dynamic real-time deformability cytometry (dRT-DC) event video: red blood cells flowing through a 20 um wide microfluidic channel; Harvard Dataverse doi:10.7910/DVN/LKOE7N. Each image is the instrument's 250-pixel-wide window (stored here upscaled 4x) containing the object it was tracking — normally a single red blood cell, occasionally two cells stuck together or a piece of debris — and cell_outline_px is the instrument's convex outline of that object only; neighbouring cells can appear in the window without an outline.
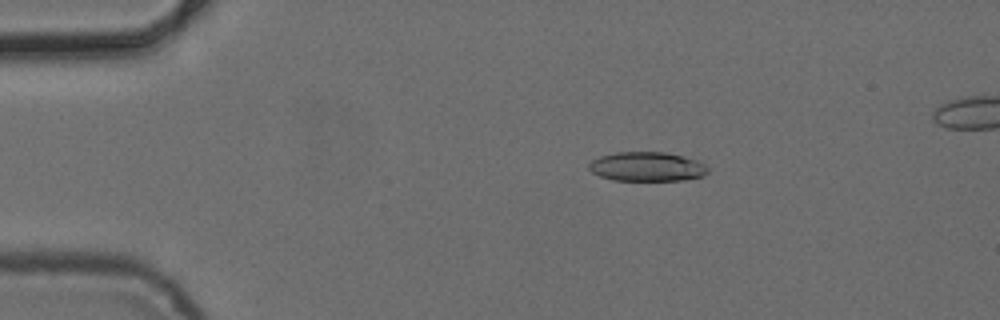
{"species": "common noctule bat (a hibernating species)", "species_latin": "Nyctalus noctula", "temperature_condition": "cold", "stored_images_in_passage": 5, "camera_frame_rate_fps": 3000, "um_per_image_px": 0.085, "animal": {"sex": "female", "body_mass_g": 24.6, "forearm_length_mm": 56.2}, "frame": {"image": 1, "passage_image": 3, "time_ms": 2.333, "image_size_px": [1000, 320], "cell_outline_px": [[708, 172], [704, 176], [684, 180], [612, 180], [600, 176], [592, 172], [588, 168], [588, 164], [592, 160], [600, 156], [616, 152], [664, 152], [696, 160], [704, 164], [708, 168]], "centroid_in_image_um": [54.97, 14.17], "position_along_channel_um": 30.0, "area_um2": 20.23}}